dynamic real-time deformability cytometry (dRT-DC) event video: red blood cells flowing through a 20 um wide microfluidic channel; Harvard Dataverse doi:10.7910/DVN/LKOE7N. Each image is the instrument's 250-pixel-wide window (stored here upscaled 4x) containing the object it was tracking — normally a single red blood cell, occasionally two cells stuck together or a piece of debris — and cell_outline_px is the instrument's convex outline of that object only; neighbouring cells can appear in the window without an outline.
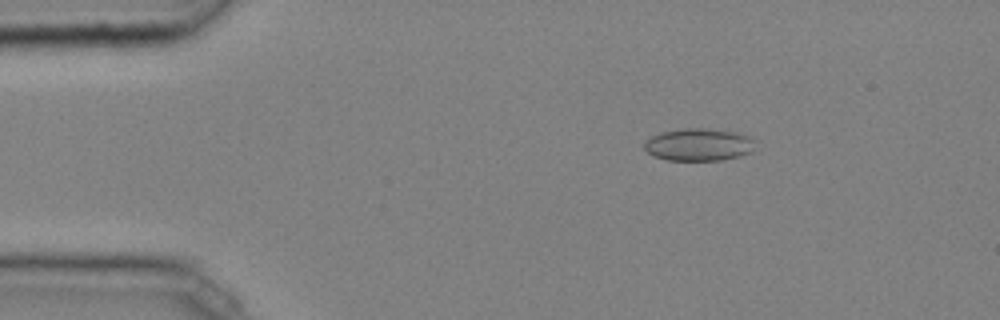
{"species": "common noctule bat (a hibernating species)", "species_latin": "Nyctalus noctula", "temperature_condition": "cold", "stored_images_in_passage": 46, "camera_frame_rate_fps": 3000, "um_per_image_px": 0.085, "animal": {"sex": "male", "body_mass_g": 20.4}, "frame": {"image": 1, "passage_image": 8, "time_ms": 2.333, "image_size_px": [1000, 320], "cell_outline_px": [[756, 140], [752, 152], [740, 156], [720, 160], [668, 160], [652, 156], [644, 148], [644, 140], [652, 136], [664, 132], [684, 128], [708, 128], [736, 132], [748, 136]], "centroid_in_image_um": [59.4, 12.29], "position_along_channel_um": 25.6, "area_um2": 21.1}}
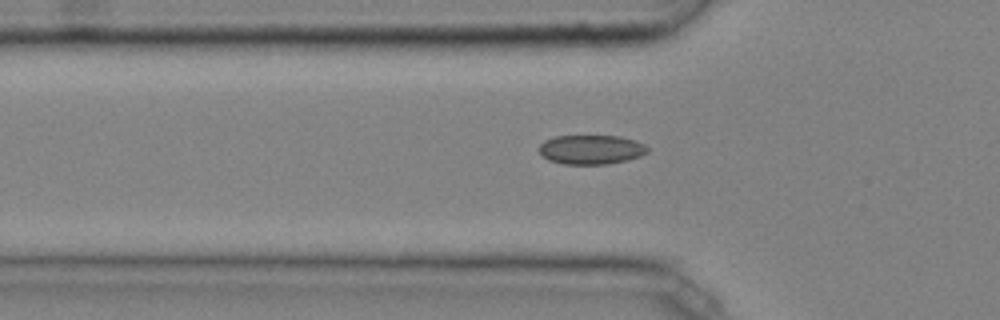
{"frame": {"image": 2, "passage_image": 16, "time_ms": 5.0, "image_size_px": [1000, 320], "cell_outline_px": [[648, 152], [640, 156], [628, 160], [608, 164], [564, 164], [548, 160], [540, 152], [540, 144], [544, 140], [556, 136], [620, 136], [636, 140], [644, 144], [648, 148]], "centroid_in_image_um": [50.27, 12.71], "position_along_channel_um": 75.5, "area_um2": 18.55}}
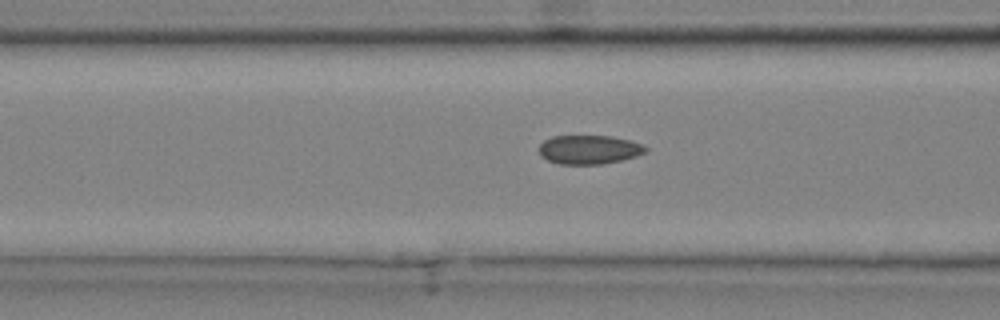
{"frame": {"image": 3, "passage_image": 19, "time_ms": 6.0, "image_size_px": [1000, 320], "cell_outline_px": [[648, 148], [644, 152], [636, 156], [604, 164], [560, 164], [548, 160], [540, 156], [540, 144], [544, 140], [552, 136], [612, 136], [628, 140], [640, 144]], "centroid_in_image_um": [50.04, 12.72], "position_along_channel_um": 116.6, "area_um2": 17.8}, "authors_computed_cell_mechanics": {"area_um2": 18.4093, "velocity_mm_per_s": 4.0712, "shape_relaxation_time_tau1_ms": null, "shape_relaxation_time_tau2_ms": 8.2085, "deformation_change_tau1": null, "deformation_change_tau2": 0.1339}}